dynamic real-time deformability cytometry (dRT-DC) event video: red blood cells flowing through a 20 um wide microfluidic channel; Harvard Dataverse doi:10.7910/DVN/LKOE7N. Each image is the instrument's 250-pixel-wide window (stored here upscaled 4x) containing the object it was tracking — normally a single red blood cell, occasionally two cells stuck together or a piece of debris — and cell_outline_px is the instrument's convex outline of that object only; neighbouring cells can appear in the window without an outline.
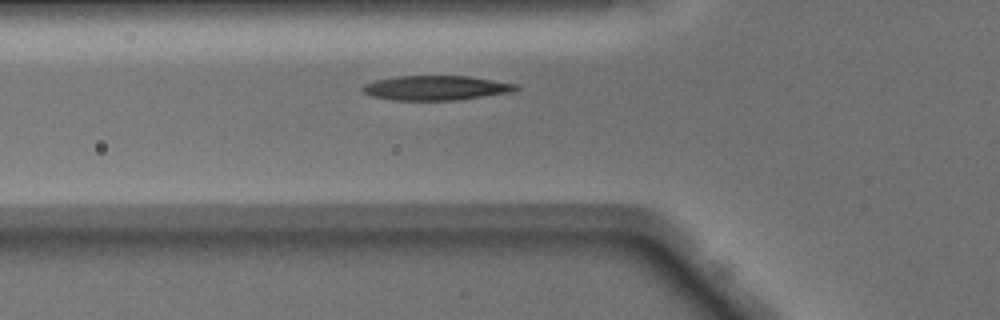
{"species": "Egyptian fruit bat (a non-hibernating species)", "species_latin": "Rousettus aegyptiacus", "temperature_condition": "warm", "stored_images_in_passage": 31, "camera_frame_rate_fps": 3000, "um_per_image_px": 0.085, "animal": {"sex": "male"}, "frame": {"image": 1, "passage_image": 4, "time_ms": 1.0, "image_size_px": [1000, 320], "cell_outline_px": [[520, 88], [516, 92], [456, 100], [392, 100], [372, 96], [364, 92], [360, 88], [364, 84], [376, 80], [396, 76], [468, 76], [520, 84]], "centroid_in_image_um": [37.12, 7.47], "position_along_channel_um": 88.7, "area_um2": 22.2}}
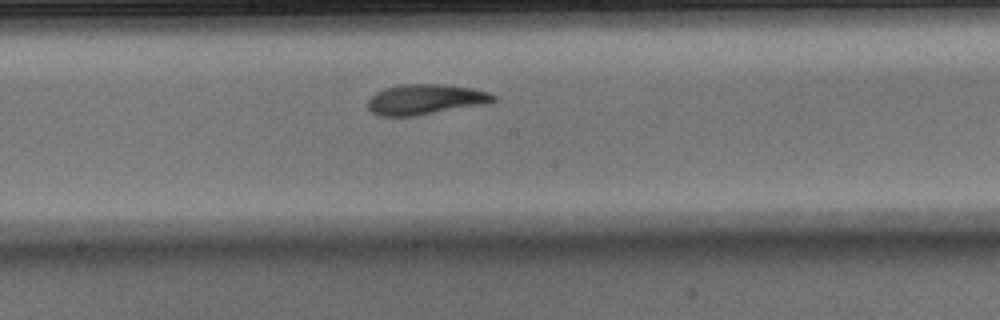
{"frame": {"image": 2, "passage_image": 13, "time_ms": 4.0, "image_size_px": [1000, 320], "cell_outline_px": [[496, 100], [488, 104], [416, 116], [380, 116], [372, 112], [368, 108], [368, 100], [376, 92], [384, 88], [400, 84], [444, 84], [472, 88], [488, 92], [496, 96]], "centroid_in_image_um": [36.18, 8.45], "position_along_channel_um": 212.0, "area_um2": 22.43}}
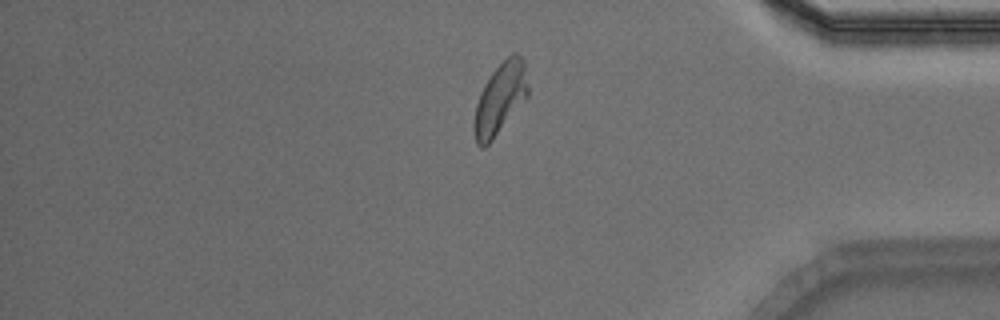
{"frame": {"image": 3, "passage_image": 28, "time_ms": 9.0, "image_size_px": [1000, 320], "cell_outline_px": [[528, 96], [492, 140], [484, 148], [480, 148], [476, 144], [472, 128], [472, 124], [476, 104], [480, 92], [484, 84], [492, 72], [512, 52], [516, 52], [524, 60], [528, 88]], "centroid_in_image_um": [42.48, 8.41], "position_along_channel_um": 392.7, "area_um2": 22.43}, "authors_computed_cell_mechanics": {"area_um2": 22.1374, "velocity_mm_per_s": 4.087, "shape_relaxation_time_tau1_ms": 3.4194, "shape_relaxation_time_tau2_ms": 1.9322, "deformation_change_tau1": 0.1621, "deformation_change_tau2": 0.0957}}